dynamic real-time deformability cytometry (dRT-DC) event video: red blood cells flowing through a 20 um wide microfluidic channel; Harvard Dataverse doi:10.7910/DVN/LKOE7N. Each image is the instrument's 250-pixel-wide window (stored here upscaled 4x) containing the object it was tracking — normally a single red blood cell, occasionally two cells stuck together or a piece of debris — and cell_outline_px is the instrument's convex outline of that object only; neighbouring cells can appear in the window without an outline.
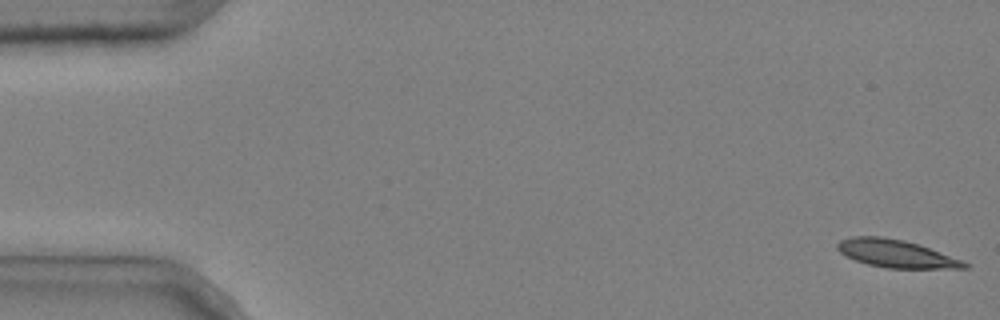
{"species": "common noctule bat (a hibernating species)", "species_latin": "Nyctalus noctula", "temperature_condition": "cold", "stored_images_in_passage": 52, "camera_frame_rate_fps": 3000, "um_per_image_px": 0.085, "animal": {"sex": "male", "body_mass_g": 20.4}, "frame": {"image": 1, "passage_image": 1, "time_ms": 0.0, "image_size_px": [1000, 320], "cell_outline_px": [[972, 264], [968, 268], [888, 268], [868, 264], [856, 260], [840, 252], [836, 248], [836, 244], [840, 240], [852, 236], [880, 236], [904, 240], [964, 260]], "centroid_in_image_um": [76.19, 21.56], "position_along_channel_um": 8.8, "area_um2": 20.4}}
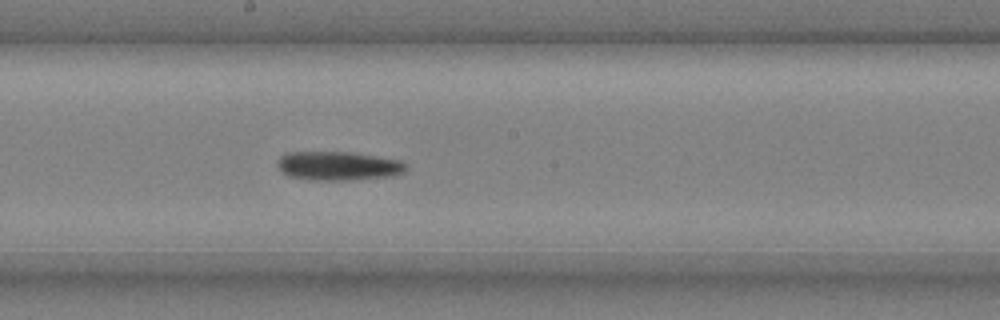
{"frame": {"image": 2, "passage_image": 29, "time_ms": 9.333, "image_size_px": [1000, 320], "cell_outline_px": [[408, 168], [404, 172], [396, 176], [352, 180], [308, 180], [288, 176], [276, 164], [280, 156], [288, 152], [352, 152], [400, 160], [408, 164]], "centroid_in_image_um": [28.8, 14.11], "position_along_channel_um": 219.4, "area_um2": 21.96}}
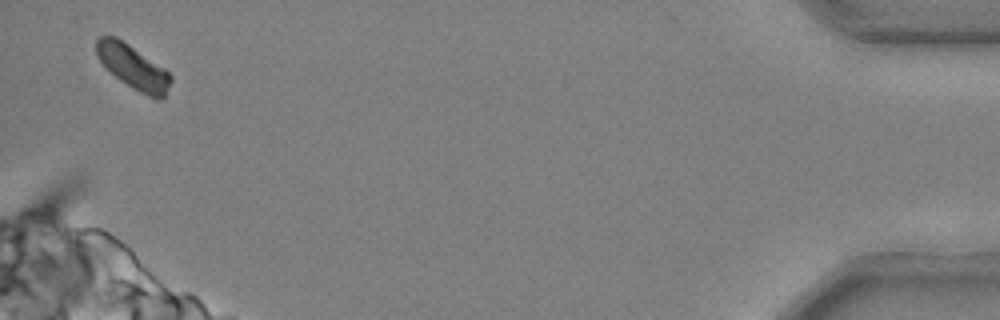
{"frame": {"image": 3, "passage_image": 51, "time_ms": 16.667, "image_size_px": [1000, 320], "cell_outline_px": [[172, 80], [164, 100], [156, 100], [132, 88], [120, 80], [104, 68], [96, 56], [96, 40], [100, 36], [116, 36], [164, 68], [172, 76]], "centroid_in_image_um": [11.31, 5.73], "position_along_channel_um": 423.9, "area_um2": 19.25}, "authors_computed_cell_mechanics": {"area_um2": 21.3282, "velocity_mm_per_s": 3.6799, "shape_relaxation_time_tau1_ms": 6.2031, "shape_relaxation_time_tau2_ms": null, "deformation_change_tau1": 0.1441, "deformation_change_tau2": null}}